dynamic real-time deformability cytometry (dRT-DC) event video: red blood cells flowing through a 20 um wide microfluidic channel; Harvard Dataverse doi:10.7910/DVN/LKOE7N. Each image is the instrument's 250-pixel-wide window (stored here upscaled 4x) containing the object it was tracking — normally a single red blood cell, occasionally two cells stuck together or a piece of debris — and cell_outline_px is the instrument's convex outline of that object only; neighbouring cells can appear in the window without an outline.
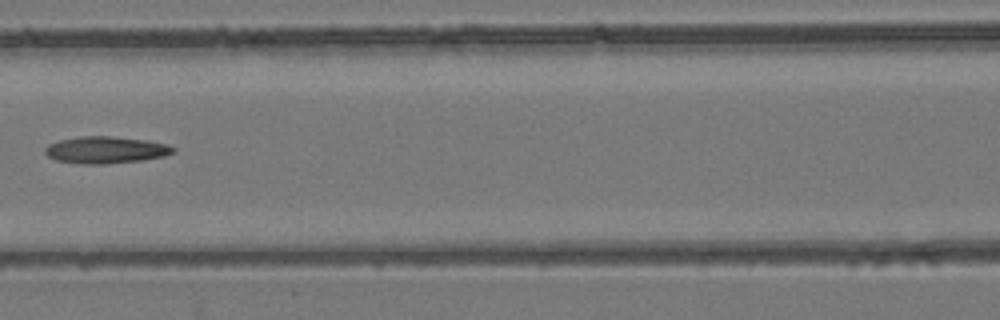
{"species": "common noctule bat (a hibernating species)", "species_latin": "Nyctalus noctula", "temperature_condition": "room temperature", "stored_images_in_passage": 8, "camera_frame_rate_fps": 3000, "um_per_image_px": 0.085, "animal": {"sex": "female", "body_mass_g": 24.6, "forearm_length_mm": 56.2}, "frame": {"image": 1, "passage_image": 7, "time_ms": 2.0, "image_size_px": [1000, 320], "cell_outline_px": [[176, 152], [164, 156], [140, 160], [104, 164], [84, 164], [56, 160], [48, 156], [44, 152], [44, 148], [48, 144], [60, 140], [80, 136], [108, 136], [144, 140], [168, 144], [176, 148]], "centroid_in_image_um": [8.98, 12.74], "position_along_channel_um": 157.6, "area_um2": 20.0}}
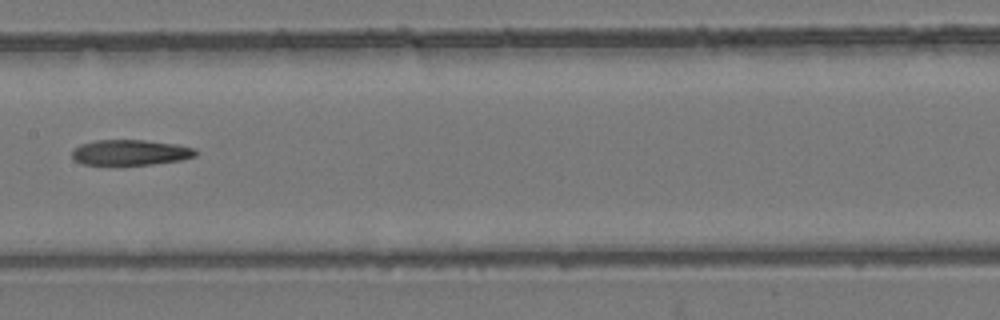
{"frame": {"image": 2, "passage_image": 8, "time_ms": 2.333, "image_size_px": [1000, 320], "cell_outline_px": [[196, 156], [180, 160], [152, 164], [84, 164], [76, 160], [72, 156], [72, 152], [80, 144], [96, 140], [144, 140], [176, 144], [196, 148]], "centroid_in_image_um": [11.12, 12.95], "position_along_channel_um": 196.3, "area_um2": 18.09}}